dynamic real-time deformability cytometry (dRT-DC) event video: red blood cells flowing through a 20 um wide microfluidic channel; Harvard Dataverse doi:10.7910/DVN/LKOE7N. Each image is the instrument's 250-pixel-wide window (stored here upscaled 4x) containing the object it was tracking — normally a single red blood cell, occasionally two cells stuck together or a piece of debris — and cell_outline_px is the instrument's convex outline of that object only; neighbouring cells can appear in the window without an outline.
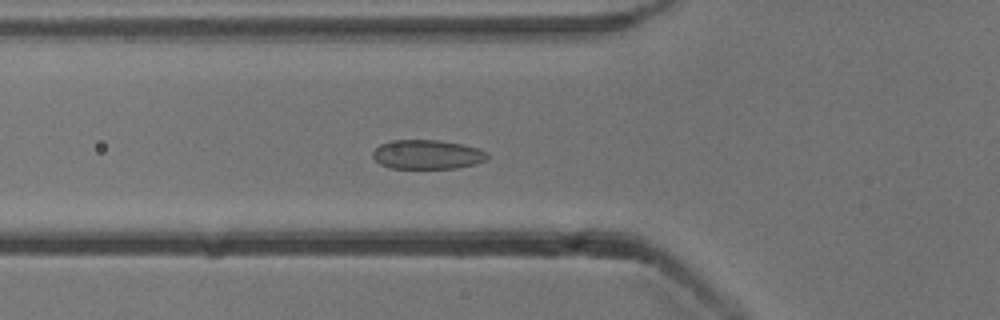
{"species": "common noctule bat (a hibernating species)", "species_latin": "Nyctalus noctula", "temperature_condition": "cold", "stored_images_in_passage": 38, "camera_frame_rate_fps": 3000, "um_per_image_px": 0.085, "animal": {"sex": "male", "body_mass_g": 13.3}, "frame": {"image": 1, "passage_image": 4, "time_ms": 1.0, "image_size_px": [1000, 320], "cell_outline_px": [[488, 156], [484, 160], [476, 164], [456, 168], [388, 168], [380, 164], [372, 156], [372, 152], [380, 144], [392, 140], [436, 140], [464, 144], [488, 152]], "centroid_in_image_um": [36.3, 13.13], "position_along_channel_um": 89.5, "area_um2": 19.54}}
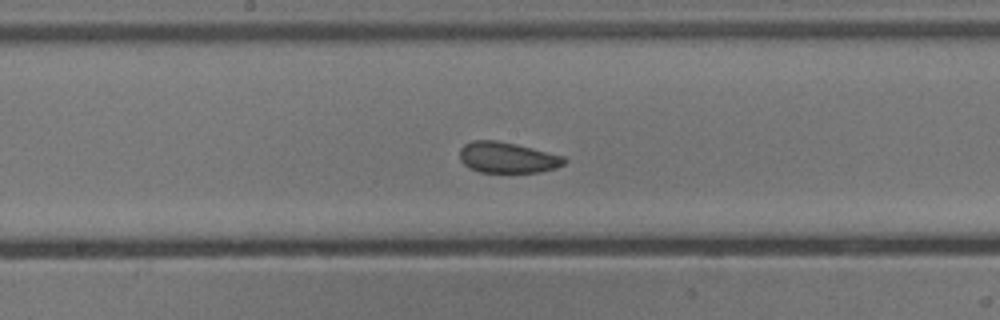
{"frame": {"image": 2, "passage_image": 13, "time_ms": 4.0, "image_size_px": [1000, 320], "cell_outline_px": [[568, 160], [564, 164], [556, 168], [540, 172], [480, 172], [468, 168], [460, 160], [460, 148], [464, 144], [472, 140], [496, 140], [516, 144], [564, 156]], "centroid_in_image_um": [43.12, 13.39], "position_along_channel_um": 205.1, "area_um2": 18.9}}
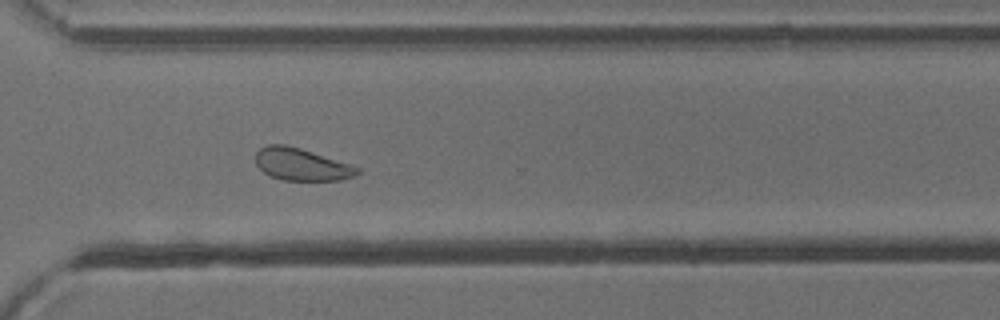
{"frame": {"image": 3, "passage_image": 24, "time_ms": 7.667, "image_size_px": [1000, 320], "cell_outline_px": [[360, 172], [356, 176], [340, 180], [280, 180], [268, 176], [256, 164], [256, 152], [260, 148], [268, 144], [284, 144], [300, 148], [360, 168]], "centroid_in_image_um": [25.59, 13.98], "position_along_channel_um": 345.0, "area_um2": 19.02}, "authors_computed_cell_mechanics": {"area_um2": 19.7676, "velocity_mm_per_s": 3.8349, "shape_relaxation_time_tau1_ms": 2.4749, "shape_relaxation_time_tau2_ms": 1.5251, "deformation_change_tau1": 0.0595, "deformation_change_tau2": 0.0462}}